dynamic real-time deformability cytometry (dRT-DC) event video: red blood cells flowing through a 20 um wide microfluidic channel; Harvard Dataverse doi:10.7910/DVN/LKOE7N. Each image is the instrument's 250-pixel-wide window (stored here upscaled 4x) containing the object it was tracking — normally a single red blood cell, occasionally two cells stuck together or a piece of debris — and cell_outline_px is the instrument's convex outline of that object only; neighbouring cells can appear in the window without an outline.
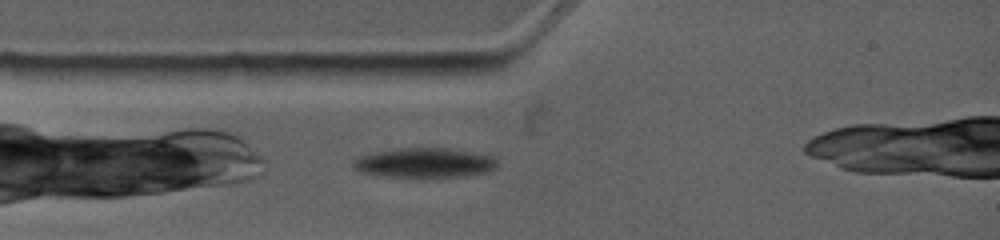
{"species": "common noctule bat (a hibernating species)", "species_latin": "Nyctalus noctula", "temperature_condition": "warm", "stored_images_in_passage": 1, "camera_frame_rate_fps": 4500, "um_per_image_px": 0.085, "animal": {"sex": "female", "body_mass_g": 19.0, "forearm_length_mm": 53.3}, "frame": {"image": 1, "passage_image": 1, "time_ms": 0.0, "image_size_px": [1000, 240], "cell_outline_px": [[500, 164], [496, 168], [488, 172], [464, 176], [420, 180], [384, 176], [360, 172], [352, 168], [352, 160], [368, 152], [396, 148], [444, 148], [472, 152], [492, 156]], "centroid_in_image_um": [36.04, 13.88], "position_along_channel_um": 49.0, "area_um2": 26.13}}